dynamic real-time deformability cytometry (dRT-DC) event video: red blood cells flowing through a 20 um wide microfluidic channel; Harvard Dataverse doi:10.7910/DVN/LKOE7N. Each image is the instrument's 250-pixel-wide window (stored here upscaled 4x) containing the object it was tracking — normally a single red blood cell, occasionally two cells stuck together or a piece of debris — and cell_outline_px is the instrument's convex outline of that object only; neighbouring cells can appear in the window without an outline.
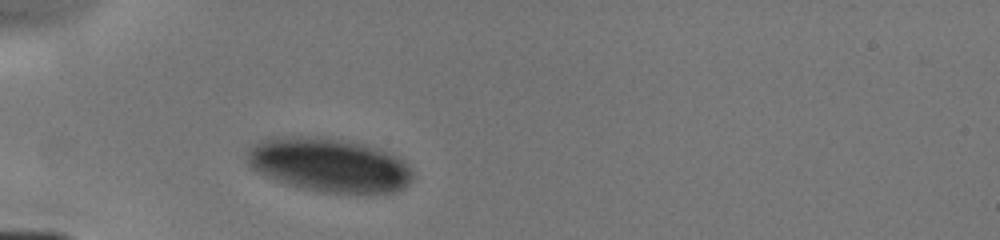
{"species": "human", "species_latin": "Homo sapiens", "temperature_condition": "cold", "stored_images_in_passage": 1, "camera_frame_rate_fps": 3000, "um_per_image_px": 0.085, "donor": {"sex": "male"}, "frame": {"image": 1, "passage_image": 1, "time_ms": 0.0, "image_size_px": [1000, 240], "cell_outline_px": [[412, 180], [404, 188], [396, 192], [372, 196], [348, 196], [316, 192], [296, 188], [276, 180], [252, 168], [248, 164], [244, 152], [260, 140], [268, 136], [328, 136], [364, 144], [380, 148], [400, 156], [408, 164], [412, 172]], "centroid_in_image_um": [28.03, 14.06], "position_along_channel_um": 57.0, "area_um2": 54.51}}